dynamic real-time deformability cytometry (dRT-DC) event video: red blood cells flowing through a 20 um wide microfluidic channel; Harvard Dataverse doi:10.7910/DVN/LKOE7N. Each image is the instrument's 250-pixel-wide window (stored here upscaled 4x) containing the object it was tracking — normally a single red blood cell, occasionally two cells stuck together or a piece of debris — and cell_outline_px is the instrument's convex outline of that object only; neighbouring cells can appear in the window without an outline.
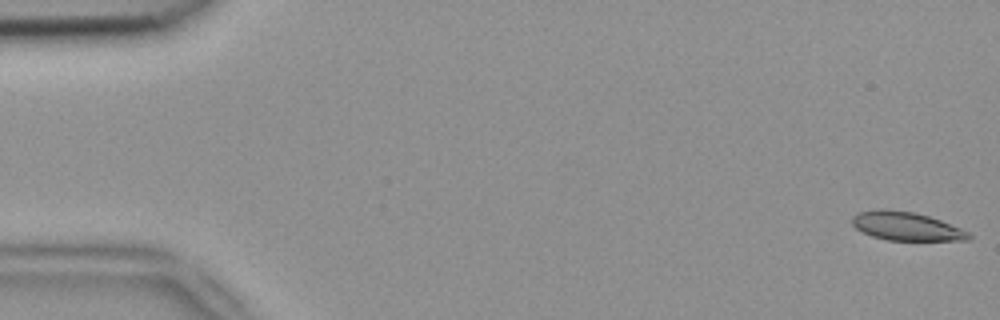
{"species": "common noctule bat (a hibernating species)", "species_latin": "Nyctalus noctula", "temperature_condition": "room temperature", "stored_images_in_passage": 5, "camera_frame_rate_fps": 3000, "um_per_image_px": 0.085, "animal": {"sex": "female", "body_mass_g": 18.4}, "frame": {"image": 1, "passage_image": 1, "time_ms": 0.0, "image_size_px": [1000, 320], "cell_outline_px": [[972, 236], [968, 240], [888, 240], [872, 236], [856, 228], [852, 224], [852, 216], [856, 212], [880, 208], [884, 208], [912, 212], [928, 216], [940, 220], [960, 228], [968, 232]], "centroid_in_image_um": [76.99, 19.21], "position_along_channel_um": 8.0, "area_um2": 19.31}}
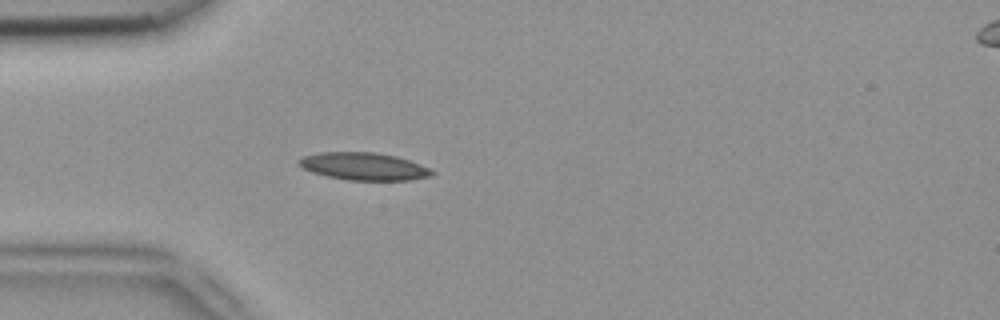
{"frame": {"image": 2, "passage_image": 5, "time_ms": 1.333, "image_size_px": [1000, 320], "cell_outline_px": [[436, 172], [432, 176], [412, 180], [348, 180], [328, 176], [312, 172], [304, 168], [296, 160], [304, 156], [320, 152], [376, 152], [396, 156], [420, 164]], "centroid_in_image_um": [30.95, 14.14], "position_along_channel_um": 54.0, "area_um2": 21.27}}